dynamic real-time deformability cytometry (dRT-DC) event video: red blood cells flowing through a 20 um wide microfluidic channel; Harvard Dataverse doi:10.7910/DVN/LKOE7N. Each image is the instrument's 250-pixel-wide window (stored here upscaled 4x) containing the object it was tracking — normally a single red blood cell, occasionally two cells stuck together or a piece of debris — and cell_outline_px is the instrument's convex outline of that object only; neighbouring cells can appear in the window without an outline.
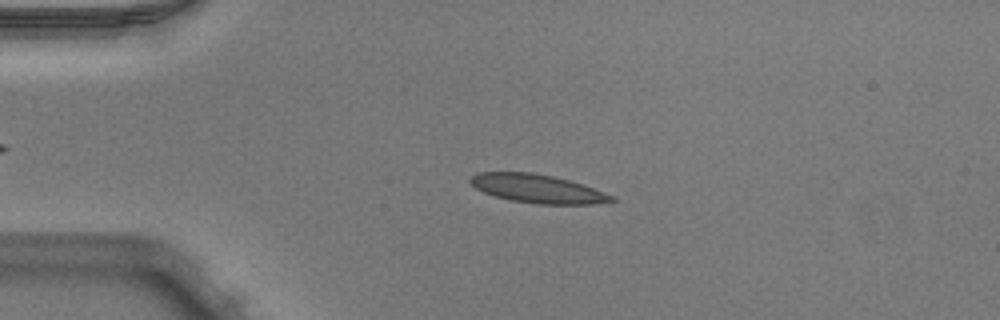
{"species": "Egyptian fruit bat (a non-hibernating species)", "species_latin": "Rousettus aegyptiacus", "temperature_condition": "warm", "stored_images_in_passage": 50, "camera_frame_rate_fps": 3000, "um_per_image_px": 0.085, "animal": {"sex": "male"}, "frame": {"image": 1, "passage_image": 11, "time_ms": 3.333, "image_size_px": [1000, 320], "cell_outline_px": [[616, 200], [592, 204], [540, 204], [512, 200], [496, 196], [484, 192], [476, 188], [468, 180], [476, 172], [532, 172], [552, 176], [568, 180], [616, 196]], "centroid_in_image_um": [45.67, 16.03], "position_along_channel_um": 39.3, "area_um2": 23.18}}
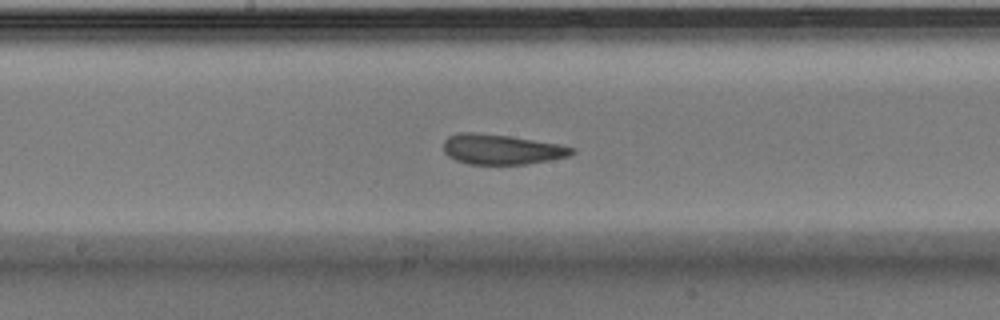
{"frame": {"image": 2, "passage_image": 26, "time_ms": 8.333, "image_size_px": [1000, 320], "cell_outline_px": [[576, 152], [568, 156], [528, 164], [468, 164], [456, 160], [448, 156], [444, 152], [444, 140], [448, 136], [460, 132], [472, 132], [508, 136], [560, 144], [576, 148]], "centroid_in_image_um": [42.63, 12.69], "position_along_channel_um": 205.6, "area_um2": 22.48}}
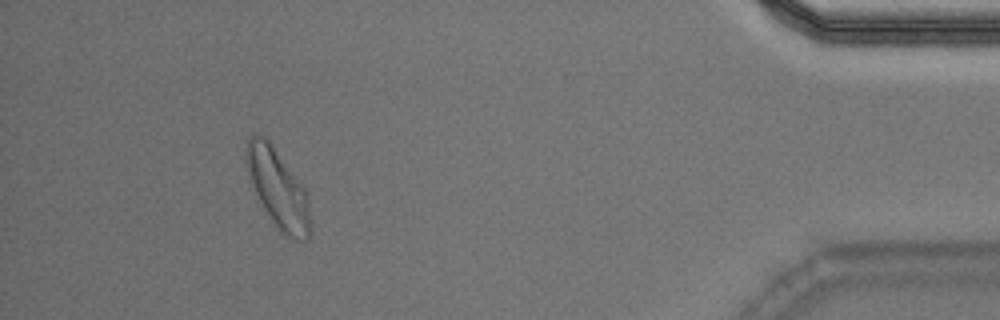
{"frame": {"image": 3, "passage_image": 46, "time_ms": 15.0, "image_size_px": [1000, 320], "cell_outline_px": [[312, 228], [308, 240], [296, 240], [288, 236], [272, 220], [264, 208], [248, 180], [244, 160], [244, 148], [248, 140], [252, 136], [264, 136], [268, 140], [304, 188], [308, 196]], "centroid_in_image_um": [23.61, 16.03], "position_along_channel_um": 411.6, "area_um2": 29.13}, "authors_computed_cell_mechanics": {"area_um2": 23.1778, "velocity_mm_per_s": 3.9498, "shape_relaxation_time_tau1_ms": 6.7583, "shape_relaxation_time_tau2_ms": 1.4738, "deformation_change_tau1": 0.173, "deformation_change_tau2": 0.0771}}